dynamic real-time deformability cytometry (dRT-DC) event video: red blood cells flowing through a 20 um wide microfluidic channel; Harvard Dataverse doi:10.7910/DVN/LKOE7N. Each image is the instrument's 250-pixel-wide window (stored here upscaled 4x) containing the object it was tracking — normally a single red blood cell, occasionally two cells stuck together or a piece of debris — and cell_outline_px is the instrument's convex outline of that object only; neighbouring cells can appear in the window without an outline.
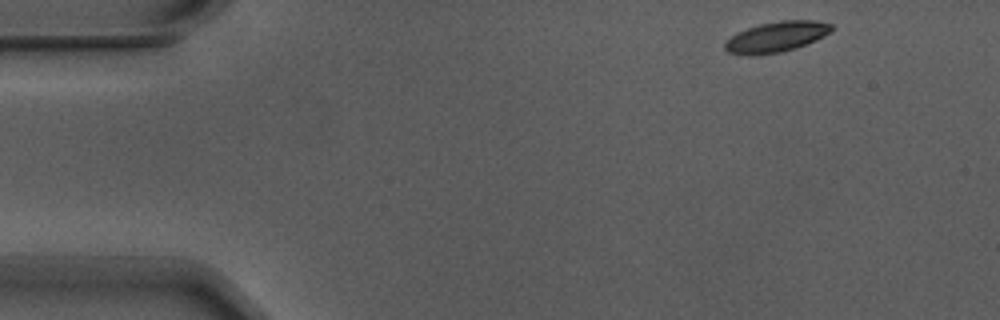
{"species": "Egyptian fruit bat (a non-hibernating species)", "species_latin": "Rousettus aegyptiacus", "temperature_condition": "warm", "stored_images_in_passage": 5, "camera_frame_rate_fps": 3000, "um_per_image_px": 0.085, "animal": {"sex": "male"}, "frame": {"image": 1, "passage_image": 1, "time_ms": 0.0, "image_size_px": [1000, 320], "cell_outline_px": [[832, 28], [824, 36], [816, 40], [796, 48], [780, 52], [752, 56], [728, 52], [724, 48], [724, 44], [736, 32], [760, 24], [780, 20], [816, 20], [832, 24]], "centroid_in_image_um": [65.98, 3.13], "position_along_channel_um": 19.0, "area_um2": 18.84}}
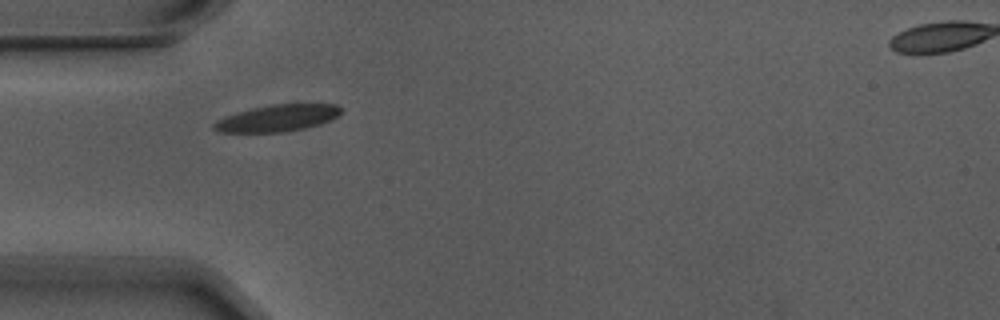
{"frame": {"image": 2, "passage_image": 4, "time_ms": 1.0, "image_size_px": [1000, 320], "cell_outline_px": [[344, 112], [340, 116], [320, 124], [304, 128], [284, 132], [220, 132], [212, 128], [212, 124], [216, 120], [224, 116], [236, 112], [252, 108], [272, 104], [336, 104], [344, 108]], "centroid_in_image_um": [23.62, 10.03], "position_along_channel_um": 61.4, "area_um2": 20.06}}